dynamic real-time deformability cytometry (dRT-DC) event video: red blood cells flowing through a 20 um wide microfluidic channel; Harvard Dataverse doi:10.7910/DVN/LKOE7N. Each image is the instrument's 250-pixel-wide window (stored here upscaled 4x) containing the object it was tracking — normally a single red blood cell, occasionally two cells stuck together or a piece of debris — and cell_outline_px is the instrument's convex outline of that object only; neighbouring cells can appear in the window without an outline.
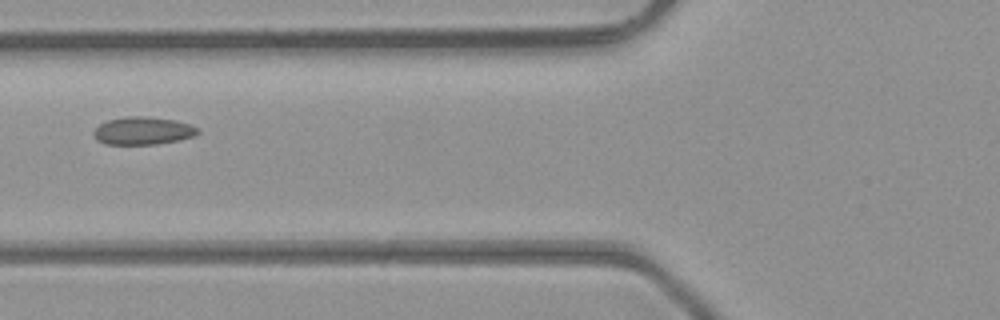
{"species": "common noctule bat (a hibernating species)", "species_latin": "Nyctalus noctula", "temperature_condition": "room temperature", "stored_images_in_passage": 3, "camera_frame_rate_fps": 3000, "um_per_image_px": 0.085, "animal": {"sex": "male", "body_mass_g": 23.1, "forearm_length_mm": 52.7}, "frame": {"image": 1, "passage_image": 2, "time_ms": 0.333, "image_size_px": [1000, 320], "cell_outline_px": [[200, 132], [196, 136], [156, 144], [104, 144], [96, 140], [92, 132], [100, 124], [108, 120], [124, 116], [144, 116], [176, 120], [188, 124], [196, 128]], "centroid_in_image_um": [12.11, 11.11], "position_along_channel_um": 113.7, "area_um2": 16.82}}
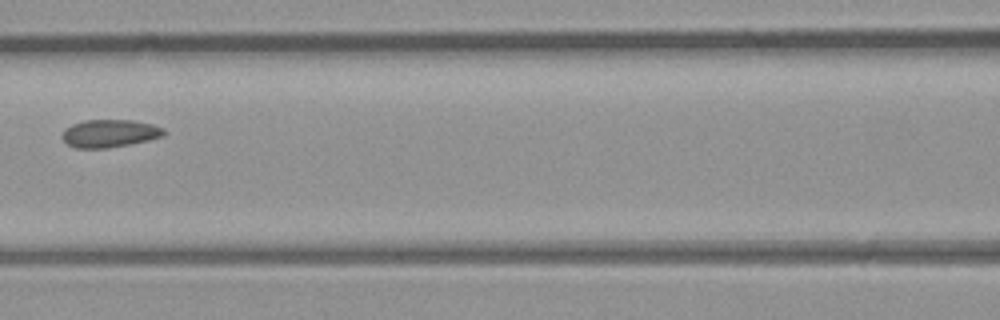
{"frame": {"image": 2, "passage_image": 3, "time_ms": 0.667, "image_size_px": [1000, 320], "cell_outline_px": [[164, 132], [160, 136], [148, 140], [108, 148], [76, 148], [68, 144], [64, 140], [64, 128], [72, 124], [84, 120], [132, 120], [152, 124], [164, 128]], "centroid_in_image_um": [9.3, 11.33], "position_along_channel_um": 157.3, "area_um2": 16.18}}